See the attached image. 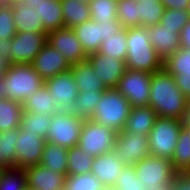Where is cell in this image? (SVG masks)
<instances>
[{
  "label": "cell",
  "instance_id": "21",
  "mask_svg": "<svg viewBox=\"0 0 190 190\" xmlns=\"http://www.w3.org/2000/svg\"><path fill=\"white\" fill-rule=\"evenodd\" d=\"M157 117L156 112L150 105L133 107L123 131L148 136Z\"/></svg>",
  "mask_w": 190,
  "mask_h": 190
},
{
  "label": "cell",
  "instance_id": "58",
  "mask_svg": "<svg viewBox=\"0 0 190 190\" xmlns=\"http://www.w3.org/2000/svg\"><path fill=\"white\" fill-rule=\"evenodd\" d=\"M187 11L190 13V0L188 1Z\"/></svg>",
  "mask_w": 190,
  "mask_h": 190
},
{
  "label": "cell",
  "instance_id": "53",
  "mask_svg": "<svg viewBox=\"0 0 190 190\" xmlns=\"http://www.w3.org/2000/svg\"><path fill=\"white\" fill-rule=\"evenodd\" d=\"M100 190H117L114 186H102Z\"/></svg>",
  "mask_w": 190,
  "mask_h": 190
},
{
  "label": "cell",
  "instance_id": "8",
  "mask_svg": "<svg viewBox=\"0 0 190 190\" xmlns=\"http://www.w3.org/2000/svg\"><path fill=\"white\" fill-rule=\"evenodd\" d=\"M83 121L80 117L72 115L70 111H59L52 116L46 141L67 150L76 146Z\"/></svg>",
  "mask_w": 190,
  "mask_h": 190
},
{
  "label": "cell",
  "instance_id": "49",
  "mask_svg": "<svg viewBox=\"0 0 190 190\" xmlns=\"http://www.w3.org/2000/svg\"><path fill=\"white\" fill-rule=\"evenodd\" d=\"M12 39H7L6 41H0V56L7 58L10 61V45Z\"/></svg>",
  "mask_w": 190,
  "mask_h": 190
},
{
  "label": "cell",
  "instance_id": "7",
  "mask_svg": "<svg viewBox=\"0 0 190 190\" xmlns=\"http://www.w3.org/2000/svg\"><path fill=\"white\" fill-rule=\"evenodd\" d=\"M117 135L112 128L84 120L77 146L88 156H99L114 150Z\"/></svg>",
  "mask_w": 190,
  "mask_h": 190
},
{
  "label": "cell",
  "instance_id": "38",
  "mask_svg": "<svg viewBox=\"0 0 190 190\" xmlns=\"http://www.w3.org/2000/svg\"><path fill=\"white\" fill-rule=\"evenodd\" d=\"M118 0H92L88 6L91 12V20L95 22H107L117 19Z\"/></svg>",
  "mask_w": 190,
  "mask_h": 190
},
{
  "label": "cell",
  "instance_id": "46",
  "mask_svg": "<svg viewBox=\"0 0 190 190\" xmlns=\"http://www.w3.org/2000/svg\"><path fill=\"white\" fill-rule=\"evenodd\" d=\"M175 84L190 102V77L173 76Z\"/></svg>",
  "mask_w": 190,
  "mask_h": 190
},
{
  "label": "cell",
  "instance_id": "24",
  "mask_svg": "<svg viewBox=\"0 0 190 190\" xmlns=\"http://www.w3.org/2000/svg\"><path fill=\"white\" fill-rule=\"evenodd\" d=\"M73 30L87 55L99 51L101 32L100 25H98L97 22L88 20L74 27Z\"/></svg>",
  "mask_w": 190,
  "mask_h": 190
},
{
  "label": "cell",
  "instance_id": "40",
  "mask_svg": "<svg viewBox=\"0 0 190 190\" xmlns=\"http://www.w3.org/2000/svg\"><path fill=\"white\" fill-rule=\"evenodd\" d=\"M102 183L92 173L67 175L64 190H100Z\"/></svg>",
  "mask_w": 190,
  "mask_h": 190
},
{
  "label": "cell",
  "instance_id": "60",
  "mask_svg": "<svg viewBox=\"0 0 190 190\" xmlns=\"http://www.w3.org/2000/svg\"><path fill=\"white\" fill-rule=\"evenodd\" d=\"M25 190H34V189H32V188H30V187H27Z\"/></svg>",
  "mask_w": 190,
  "mask_h": 190
},
{
  "label": "cell",
  "instance_id": "34",
  "mask_svg": "<svg viewBox=\"0 0 190 190\" xmlns=\"http://www.w3.org/2000/svg\"><path fill=\"white\" fill-rule=\"evenodd\" d=\"M117 19L124 29L140 26V11L138 0H118Z\"/></svg>",
  "mask_w": 190,
  "mask_h": 190
},
{
  "label": "cell",
  "instance_id": "47",
  "mask_svg": "<svg viewBox=\"0 0 190 190\" xmlns=\"http://www.w3.org/2000/svg\"><path fill=\"white\" fill-rule=\"evenodd\" d=\"M164 9H171V10H187L188 1L189 0H159Z\"/></svg>",
  "mask_w": 190,
  "mask_h": 190
},
{
  "label": "cell",
  "instance_id": "17",
  "mask_svg": "<svg viewBox=\"0 0 190 190\" xmlns=\"http://www.w3.org/2000/svg\"><path fill=\"white\" fill-rule=\"evenodd\" d=\"M31 64L44 81L59 73L69 71L71 68L64 55L48 42L38 52Z\"/></svg>",
  "mask_w": 190,
  "mask_h": 190
},
{
  "label": "cell",
  "instance_id": "3",
  "mask_svg": "<svg viewBox=\"0 0 190 190\" xmlns=\"http://www.w3.org/2000/svg\"><path fill=\"white\" fill-rule=\"evenodd\" d=\"M44 85V80L32 64H11L4 74L3 95L7 99L23 101Z\"/></svg>",
  "mask_w": 190,
  "mask_h": 190
},
{
  "label": "cell",
  "instance_id": "12",
  "mask_svg": "<svg viewBox=\"0 0 190 190\" xmlns=\"http://www.w3.org/2000/svg\"><path fill=\"white\" fill-rule=\"evenodd\" d=\"M44 84L52 97V104L60 111H70L79 92L71 70L47 79Z\"/></svg>",
  "mask_w": 190,
  "mask_h": 190
},
{
  "label": "cell",
  "instance_id": "56",
  "mask_svg": "<svg viewBox=\"0 0 190 190\" xmlns=\"http://www.w3.org/2000/svg\"><path fill=\"white\" fill-rule=\"evenodd\" d=\"M19 0H1V2H6V3H9V4H12V3H15V2H18Z\"/></svg>",
  "mask_w": 190,
  "mask_h": 190
},
{
  "label": "cell",
  "instance_id": "44",
  "mask_svg": "<svg viewBox=\"0 0 190 190\" xmlns=\"http://www.w3.org/2000/svg\"><path fill=\"white\" fill-rule=\"evenodd\" d=\"M97 24L100 25L101 43L111 36H115L116 33H119L123 29L122 24L118 20L97 22Z\"/></svg>",
  "mask_w": 190,
  "mask_h": 190
},
{
  "label": "cell",
  "instance_id": "43",
  "mask_svg": "<svg viewBox=\"0 0 190 190\" xmlns=\"http://www.w3.org/2000/svg\"><path fill=\"white\" fill-rule=\"evenodd\" d=\"M114 187L117 190H144L134 166H125Z\"/></svg>",
  "mask_w": 190,
  "mask_h": 190
},
{
  "label": "cell",
  "instance_id": "59",
  "mask_svg": "<svg viewBox=\"0 0 190 190\" xmlns=\"http://www.w3.org/2000/svg\"><path fill=\"white\" fill-rule=\"evenodd\" d=\"M1 146V145H0ZM0 165H2V155H1V148H0Z\"/></svg>",
  "mask_w": 190,
  "mask_h": 190
},
{
  "label": "cell",
  "instance_id": "22",
  "mask_svg": "<svg viewBox=\"0 0 190 190\" xmlns=\"http://www.w3.org/2000/svg\"><path fill=\"white\" fill-rule=\"evenodd\" d=\"M70 70L80 92H98L107 89L88 60L71 65Z\"/></svg>",
  "mask_w": 190,
  "mask_h": 190
},
{
  "label": "cell",
  "instance_id": "26",
  "mask_svg": "<svg viewBox=\"0 0 190 190\" xmlns=\"http://www.w3.org/2000/svg\"><path fill=\"white\" fill-rule=\"evenodd\" d=\"M171 162L178 174L190 171V131L185 126L179 132Z\"/></svg>",
  "mask_w": 190,
  "mask_h": 190
},
{
  "label": "cell",
  "instance_id": "16",
  "mask_svg": "<svg viewBox=\"0 0 190 190\" xmlns=\"http://www.w3.org/2000/svg\"><path fill=\"white\" fill-rule=\"evenodd\" d=\"M87 60L94 68L97 76L102 79L107 89L116 88L118 86L126 70V62L124 60L100 54L99 52L89 54Z\"/></svg>",
  "mask_w": 190,
  "mask_h": 190
},
{
  "label": "cell",
  "instance_id": "35",
  "mask_svg": "<svg viewBox=\"0 0 190 190\" xmlns=\"http://www.w3.org/2000/svg\"><path fill=\"white\" fill-rule=\"evenodd\" d=\"M19 128L8 129L0 133V148L2 155V166L16 167V145Z\"/></svg>",
  "mask_w": 190,
  "mask_h": 190
},
{
  "label": "cell",
  "instance_id": "29",
  "mask_svg": "<svg viewBox=\"0 0 190 190\" xmlns=\"http://www.w3.org/2000/svg\"><path fill=\"white\" fill-rule=\"evenodd\" d=\"M23 113L22 103L12 99L0 100V133L19 128Z\"/></svg>",
  "mask_w": 190,
  "mask_h": 190
},
{
  "label": "cell",
  "instance_id": "36",
  "mask_svg": "<svg viewBox=\"0 0 190 190\" xmlns=\"http://www.w3.org/2000/svg\"><path fill=\"white\" fill-rule=\"evenodd\" d=\"M127 49L126 29L123 28L119 33H116L115 36H111L101 43L98 52L125 61Z\"/></svg>",
  "mask_w": 190,
  "mask_h": 190
},
{
  "label": "cell",
  "instance_id": "39",
  "mask_svg": "<svg viewBox=\"0 0 190 190\" xmlns=\"http://www.w3.org/2000/svg\"><path fill=\"white\" fill-rule=\"evenodd\" d=\"M25 169L6 167L0 180V190H25L27 188Z\"/></svg>",
  "mask_w": 190,
  "mask_h": 190
},
{
  "label": "cell",
  "instance_id": "13",
  "mask_svg": "<svg viewBox=\"0 0 190 190\" xmlns=\"http://www.w3.org/2000/svg\"><path fill=\"white\" fill-rule=\"evenodd\" d=\"M47 42L58 49L70 65L87 60L88 55L72 28L63 27L47 33Z\"/></svg>",
  "mask_w": 190,
  "mask_h": 190
},
{
  "label": "cell",
  "instance_id": "19",
  "mask_svg": "<svg viewBox=\"0 0 190 190\" xmlns=\"http://www.w3.org/2000/svg\"><path fill=\"white\" fill-rule=\"evenodd\" d=\"M125 165L112 150L93 158L91 173L102 183V186H114Z\"/></svg>",
  "mask_w": 190,
  "mask_h": 190
},
{
  "label": "cell",
  "instance_id": "31",
  "mask_svg": "<svg viewBox=\"0 0 190 190\" xmlns=\"http://www.w3.org/2000/svg\"><path fill=\"white\" fill-rule=\"evenodd\" d=\"M52 116L23 111L20 127L26 132H33L47 140L48 128L51 125Z\"/></svg>",
  "mask_w": 190,
  "mask_h": 190
},
{
  "label": "cell",
  "instance_id": "54",
  "mask_svg": "<svg viewBox=\"0 0 190 190\" xmlns=\"http://www.w3.org/2000/svg\"><path fill=\"white\" fill-rule=\"evenodd\" d=\"M5 168L6 166L0 165V180H1L2 174L4 173Z\"/></svg>",
  "mask_w": 190,
  "mask_h": 190
},
{
  "label": "cell",
  "instance_id": "48",
  "mask_svg": "<svg viewBox=\"0 0 190 190\" xmlns=\"http://www.w3.org/2000/svg\"><path fill=\"white\" fill-rule=\"evenodd\" d=\"M181 48L190 49V19L188 23L183 27L180 33Z\"/></svg>",
  "mask_w": 190,
  "mask_h": 190
},
{
  "label": "cell",
  "instance_id": "37",
  "mask_svg": "<svg viewBox=\"0 0 190 190\" xmlns=\"http://www.w3.org/2000/svg\"><path fill=\"white\" fill-rule=\"evenodd\" d=\"M140 26L150 27L159 24L164 12V6L159 0L139 1Z\"/></svg>",
  "mask_w": 190,
  "mask_h": 190
},
{
  "label": "cell",
  "instance_id": "57",
  "mask_svg": "<svg viewBox=\"0 0 190 190\" xmlns=\"http://www.w3.org/2000/svg\"><path fill=\"white\" fill-rule=\"evenodd\" d=\"M80 2H85L87 4H89L92 0H79Z\"/></svg>",
  "mask_w": 190,
  "mask_h": 190
},
{
  "label": "cell",
  "instance_id": "14",
  "mask_svg": "<svg viewBox=\"0 0 190 190\" xmlns=\"http://www.w3.org/2000/svg\"><path fill=\"white\" fill-rule=\"evenodd\" d=\"M46 139L35 135L33 132H26L19 127L18 140L16 145V167L27 168L40 164Z\"/></svg>",
  "mask_w": 190,
  "mask_h": 190
},
{
  "label": "cell",
  "instance_id": "33",
  "mask_svg": "<svg viewBox=\"0 0 190 190\" xmlns=\"http://www.w3.org/2000/svg\"><path fill=\"white\" fill-rule=\"evenodd\" d=\"M93 158L85 154L77 145L68 149L67 175L91 173Z\"/></svg>",
  "mask_w": 190,
  "mask_h": 190
},
{
  "label": "cell",
  "instance_id": "51",
  "mask_svg": "<svg viewBox=\"0 0 190 190\" xmlns=\"http://www.w3.org/2000/svg\"><path fill=\"white\" fill-rule=\"evenodd\" d=\"M184 126L190 131V109L187 112V115L184 117Z\"/></svg>",
  "mask_w": 190,
  "mask_h": 190
},
{
  "label": "cell",
  "instance_id": "30",
  "mask_svg": "<svg viewBox=\"0 0 190 190\" xmlns=\"http://www.w3.org/2000/svg\"><path fill=\"white\" fill-rule=\"evenodd\" d=\"M104 91L98 92H78L70 113L80 117L83 120H90L93 117V112L98 102L101 100V95Z\"/></svg>",
  "mask_w": 190,
  "mask_h": 190
},
{
  "label": "cell",
  "instance_id": "15",
  "mask_svg": "<svg viewBox=\"0 0 190 190\" xmlns=\"http://www.w3.org/2000/svg\"><path fill=\"white\" fill-rule=\"evenodd\" d=\"M18 2L42 20L43 30L46 33L64 27L61 0H19Z\"/></svg>",
  "mask_w": 190,
  "mask_h": 190
},
{
  "label": "cell",
  "instance_id": "52",
  "mask_svg": "<svg viewBox=\"0 0 190 190\" xmlns=\"http://www.w3.org/2000/svg\"><path fill=\"white\" fill-rule=\"evenodd\" d=\"M3 81H4V75L0 77V100L6 99V97L3 95Z\"/></svg>",
  "mask_w": 190,
  "mask_h": 190
},
{
  "label": "cell",
  "instance_id": "28",
  "mask_svg": "<svg viewBox=\"0 0 190 190\" xmlns=\"http://www.w3.org/2000/svg\"><path fill=\"white\" fill-rule=\"evenodd\" d=\"M67 154L68 150L66 148L46 141L40 164L50 168L53 172L56 171L67 176Z\"/></svg>",
  "mask_w": 190,
  "mask_h": 190
},
{
  "label": "cell",
  "instance_id": "32",
  "mask_svg": "<svg viewBox=\"0 0 190 190\" xmlns=\"http://www.w3.org/2000/svg\"><path fill=\"white\" fill-rule=\"evenodd\" d=\"M164 68L172 76L190 77V49L180 48L164 60Z\"/></svg>",
  "mask_w": 190,
  "mask_h": 190
},
{
  "label": "cell",
  "instance_id": "55",
  "mask_svg": "<svg viewBox=\"0 0 190 190\" xmlns=\"http://www.w3.org/2000/svg\"><path fill=\"white\" fill-rule=\"evenodd\" d=\"M144 190H170V188H150V189L145 188Z\"/></svg>",
  "mask_w": 190,
  "mask_h": 190
},
{
  "label": "cell",
  "instance_id": "11",
  "mask_svg": "<svg viewBox=\"0 0 190 190\" xmlns=\"http://www.w3.org/2000/svg\"><path fill=\"white\" fill-rule=\"evenodd\" d=\"M114 150L125 166H133L150 155L148 136L122 130L117 135Z\"/></svg>",
  "mask_w": 190,
  "mask_h": 190
},
{
  "label": "cell",
  "instance_id": "4",
  "mask_svg": "<svg viewBox=\"0 0 190 190\" xmlns=\"http://www.w3.org/2000/svg\"><path fill=\"white\" fill-rule=\"evenodd\" d=\"M131 109L129 101L116 88H108L101 95L91 120L119 133L124 129Z\"/></svg>",
  "mask_w": 190,
  "mask_h": 190
},
{
  "label": "cell",
  "instance_id": "1",
  "mask_svg": "<svg viewBox=\"0 0 190 190\" xmlns=\"http://www.w3.org/2000/svg\"><path fill=\"white\" fill-rule=\"evenodd\" d=\"M149 105L158 117L184 120L190 102L175 84L173 76L165 69L152 73Z\"/></svg>",
  "mask_w": 190,
  "mask_h": 190
},
{
  "label": "cell",
  "instance_id": "10",
  "mask_svg": "<svg viewBox=\"0 0 190 190\" xmlns=\"http://www.w3.org/2000/svg\"><path fill=\"white\" fill-rule=\"evenodd\" d=\"M47 43L46 32L16 33L10 45L11 64H31L38 52Z\"/></svg>",
  "mask_w": 190,
  "mask_h": 190
},
{
  "label": "cell",
  "instance_id": "6",
  "mask_svg": "<svg viewBox=\"0 0 190 190\" xmlns=\"http://www.w3.org/2000/svg\"><path fill=\"white\" fill-rule=\"evenodd\" d=\"M141 184L147 188H170L178 174L166 158L149 155L133 165Z\"/></svg>",
  "mask_w": 190,
  "mask_h": 190
},
{
  "label": "cell",
  "instance_id": "41",
  "mask_svg": "<svg viewBox=\"0 0 190 190\" xmlns=\"http://www.w3.org/2000/svg\"><path fill=\"white\" fill-rule=\"evenodd\" d=\"M16 35V26L13 20L12 5L6 2L0 3V41L13 39Z\"/></svg>",
  "mask_w": 190,
  "mask_h": 190
},
{
  "label": "cell",
  "instance_id": "45",
  "mask_svg": "<svg viewBox=\"0 0 190 190\" xmlns=\"http://www.w3.org/2000/svg\"><path fill=\"white\" fill-rule=\"evenodd\" d=\"M170 190H190V171L185 174H177Z\"/></svg>",
  "mask_w": 190,
  "mask_h": 190
},
{
  "label": "cell",
  "instance_id": "5",
  "mask_svg": "<svg viewBox=\"0 0 190 190\" xmlns=\"http://www.w3.org/2000/svg\"><path fill=\"white\" fill-rule=\"evenodd\" d=\"M183 126L181 119L157 117L148 135L150 155L171 160Z\"/></svg>",
  "mask_w": 190,
  "mask_h": 190
},
{
  "label": "cell",
  "instance_id": "50",
  "mask_svg": "<svg viewBox=\"0 0 190 190\" xmlns=\"http://www.w3.org/2000/svg\"><path fill=\"white\" fill-rule=\"evenodd\" d=\"M10 65L11 63L7 58L0 56V77L10 68Z\"/></svg>",
  "mask_w": 190,
  "mask_h": 190
},
{
  "label": "cell",
  "instance_id": "18",
  "mask_svg": "<svg viewBox=\"0 0 190 190\" xmlns=\"http://www.w3.org/2000/svg\"><path fill=\"white\" fill-rule=\"evenodd\" d=\"M27 186L34 190H64L66 175L44 165L37 164L25 168Z\"/></svg>",
  "mask_w": 190,
  "mask_h": 190
},
{
  "label": "cell",
  "instance_id": "23",
  "mask_svg": "<svg viewBox=\"0 0 190 190\" xmlns=\"http://www.w3.org/2000/svg\"><path fill=\"white\" fill-rule=\"evenodd\" d=\"M52 97L46 85H42L36 93L30 95L22 103L23 111H31L42 115L53 116L60 110L52 104Z\"/></svg>",
  "mask_w": 190,
  "mask_h": 190
},
{
  "label": "cell",
  "instance_id": "27",
  "mask_svg": "<svg viewBox=\"0 0 190 190\" xmlns=\"http://www.w3.org/2000/svg\"><path fill=\"white\" fill-rule=\"evenodd\" d=\"M13 20L16 26V33L21 32H45L43 30L42 20H39L37 16L28 10L25 5H21L19 2L12 3Z\"/></svg>",
  "mask_w": 190,
  "mask_h": 190
},
{
  "label": "cell",
  "instance_id": "42",
  "mask_svg": "<svg viewBox=\"0 0 190 190\" xmlns=\"http://www.w3.org/2000/svg\"><path fill=\"white\" fill-rule=\"evenodd\" d=\"M189 19L190 13L187 10L164 9L160 24L169 29H176V32L180 34Z\"/></svg>",
  "mask_w": 190,
  "mask_h": 190
},
{
  "label": "cell",
  "instance_id": "20",
  "mask_svg": "<svg viewBox=\"0 0 190 190\" xmlns=\"http://www.w3.org/2000/svg\"><path fill=\"white\" fill-rule=\"evenodd\" d=\"M147 28L150 43L163 61L181 48L180 34L176 29H169L160 23Z\"/></svg>",
  "mask_w": 190,
  "mask_h": 190
},
{
  "label": "cell",
  "instance_id": "9",
  "mask_svg": "<svg viewBox=\"0 0 190 190\" xmlns=\"http://www.w3.org/2000/svg\"><path fill=\"white\" fill-rule=\"evenodd\" d=\"M151 76L146 71L126 69L116 89L132 108L149 105Z\"/></svg>",
  "mask_w": 190,
  "mask_h": 190
},
{
  "label": "cell",
  "instance_id": "25",
  "mask_svg": "<svg viewBox=\"0 0 190 190\" xmlns=\"http://www.w3.org/2000/svg\"><path fill=\"white\" fill-rule=\"evenodd\" d=\"M64 27L74 28L85 21L91 20L89 6L79 0H61Z\"/></svg>",
  "mask_w": 190,
  "mask_h": 190
},
{
  "label": "cell",
  "instance_id": "2",
  "mask_svg": "<svg viewBox=\"0 0 190 190\" xmlns=\"http://www.w3.org/2000/svg\"><path fill=\"white\" fill-rule=\"evenodd\" d=\"M126 39V69L154 73L164 68V61L150 43L148 28H127Z\"/></svg>",
  "mask_w": 190,
  "mask_h": 190
}]
</instances>
